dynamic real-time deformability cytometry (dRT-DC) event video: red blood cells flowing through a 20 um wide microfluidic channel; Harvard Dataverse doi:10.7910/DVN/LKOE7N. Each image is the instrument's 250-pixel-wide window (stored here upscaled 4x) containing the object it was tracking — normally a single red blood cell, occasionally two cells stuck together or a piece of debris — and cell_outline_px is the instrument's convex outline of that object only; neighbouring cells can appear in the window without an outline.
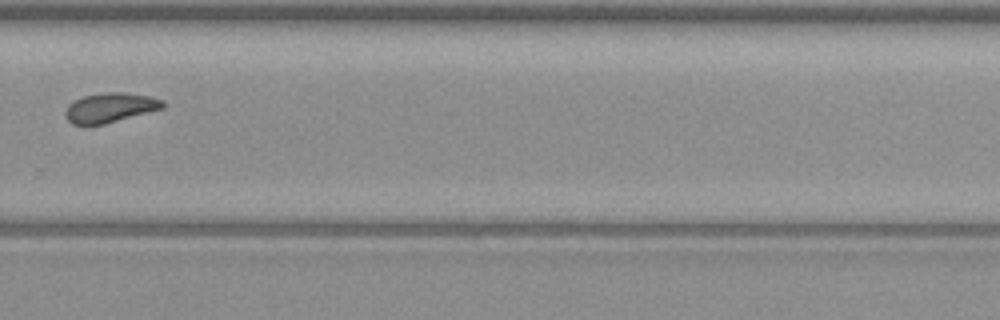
{"species": "common noctule bat (a hibernating species)", "species_latin": "Nyctalus noctula", "temperature_condition": "warm", "stored_images_in_passage": 14, "camera_frame_rate_fps": 3000, "um_per_image_px": 0.085, "animal": {"sex": "female", "body_mass_g": 19.3, "forearm_length_mm": 54.1}, "frame": {"image": 1, "passage_image": 10, "time_ms": 12.0, "image_size_px": [1000, 320], "cell_outline_px": [[164, 108], [104, 124], [72, 124], [68, 120], [68, 104], [84, 96], [104, 92], [120, 92], [148, 96], [164, 100]], "centroid_in_image_um": [9.41, 9.14], "position_along_channel_um": 320.4, "area_um2": 16.36}}